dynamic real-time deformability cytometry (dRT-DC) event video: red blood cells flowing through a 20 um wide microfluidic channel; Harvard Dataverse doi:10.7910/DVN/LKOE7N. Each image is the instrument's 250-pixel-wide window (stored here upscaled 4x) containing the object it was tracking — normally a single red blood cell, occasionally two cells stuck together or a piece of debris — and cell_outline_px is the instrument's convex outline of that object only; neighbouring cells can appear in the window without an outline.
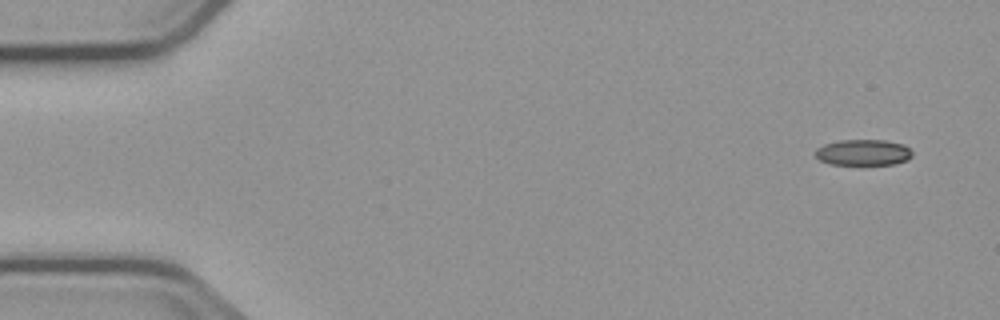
{"species": "common noctule bat (a hibernating species)", "species_latin": "Nyctalus noctula", "temperature_condition": "cold", "stored_images_in_passage": 7, "camera_frame_rate_fps": 3000, "um_per_image_px": 0.085, "animal": {"sex": "male", "body_mass_g": 23.1, "forearm_length_mm": 52.7}, "frame": {"image": 1, "passage_image": 1, "time_ms": 0.0, "image_size_px": [1000, 320], "cell_outline_px": [[912, 156], [908, 160], [896, 164], [864, 168], [828, 164], [820, 160], [816, 156], [816, 148], [824, 144], [840, 140], [884, 140], [904, 144], [912, 152]], "centroid_in_image_um": [73.38, 13.02], "position_along_channel_um": 11.6, "area_um2": 15.66}}
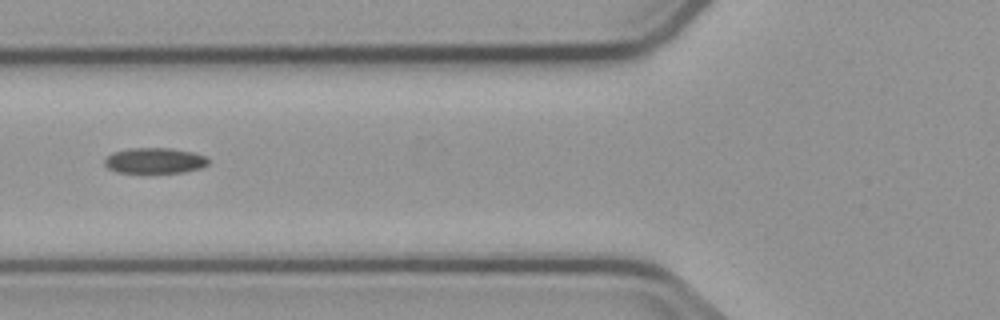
{"frame": {"image": 2, "passage_image": 6, "time_ms": 6.0, "image_size_px": [1000, 320], "cell_outline_px": [[208, 164], [200, 168], [184, 172], [116, 172], [108, 168], [104, 164], [104, 160], [112, 152], [128, 148], [172, 148], [192, 152], [204, 156], [208, 160]], "centroid_in_image_um": [13.12, 13.64], "position_along_channel_um": 112.7, "area_um2": 15.37}}
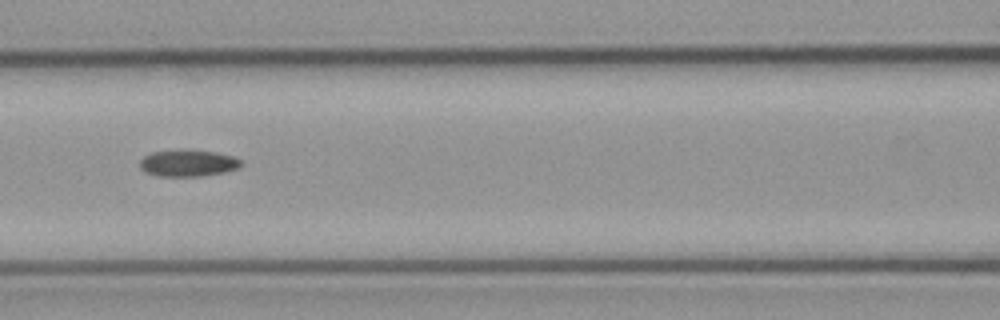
{"frame": {"image": 3, "passage_image": 7, "time_ms": 7.0, "image_size_px": [1000, 320], "cell_outline_px": [[244, 164], [240, 168], [224, 172], [200, 176], [156, 176], [144, 172], [140, 168], [140, 160], [144, 156], [152, 152], [216, 152], [232, 156], [240, 160]], "centroid_in_image_um": [15.99, 13.91], "position_along_channel_um": 150.6, "area_um2": 15.2}}